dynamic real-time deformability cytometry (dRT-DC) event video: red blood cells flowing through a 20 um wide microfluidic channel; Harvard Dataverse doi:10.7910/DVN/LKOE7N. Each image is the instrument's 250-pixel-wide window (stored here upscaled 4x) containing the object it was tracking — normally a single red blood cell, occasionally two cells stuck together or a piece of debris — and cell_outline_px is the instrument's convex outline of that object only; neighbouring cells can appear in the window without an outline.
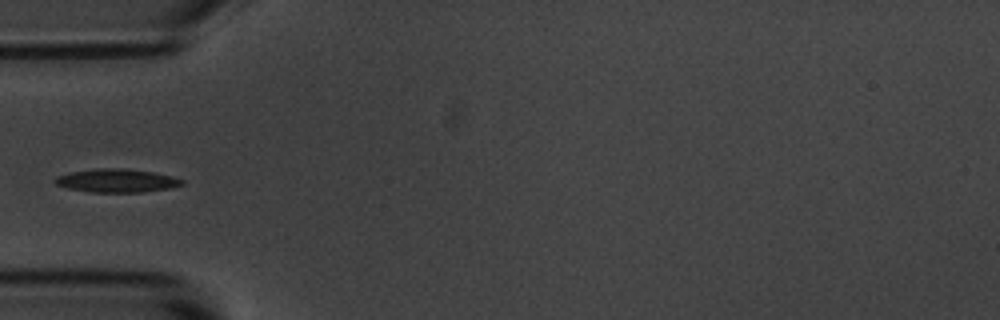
{"species": "common noctule bat (a hibernating species)", "species_latin": "Nyctalus noctula", "temperature_condition": "room temperature", "stored_images_in_passage": 8, "camera_frame_rate_fps": 3000, "um_per_image_px": 0.085, "animal": {"sex": "male", "body_mass_g": 20.1, "forearm_length_mm": 53.5}, "frame": {"image": 1, "passage_image": 5, "time_ms": 5.667, "image_size_px": [1000, 320], "cell_outline_px": [[184, 184], [168, 188], [140, 192], [88, 192], [68, 188], [56, 184], [52, 180], [56, 176], [72, 172], [100, 168], [124, 168], [152, 172], [172, 176], [184, 180]], "centroid_in_image_um": [9.9, 15.35], "position_along_channel_um": 75.1, "area_um2": 17.17}}
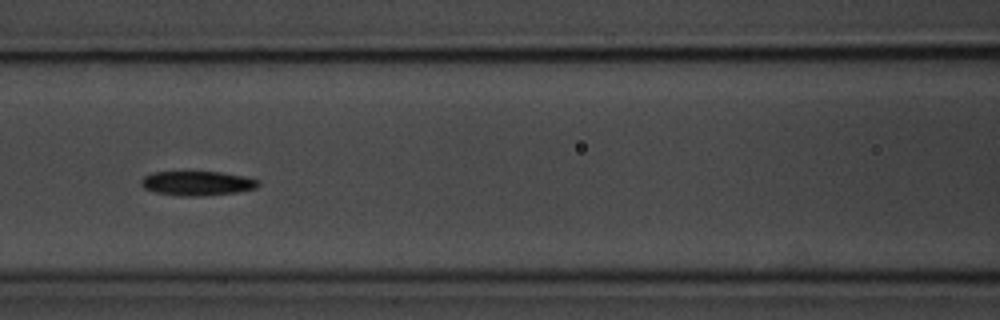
{"frame": {"image": 2, "passage_image": 7, "time_ms": 7.667, "image_size_px": [1000, 320], "cell_outline_px": [[260, 184], [256, 188], [236, 192], [200, 196], [180, 196], [156, 192], [144, 188], [140, 184], [140, 180], [144, 176], [152, 172], [220, 172], [244, 176], [260, 180]], "centroid_in_image_um": [16.76, 15.57], "position_along_channel_um": 149.8, "area_um2": 16.65}}
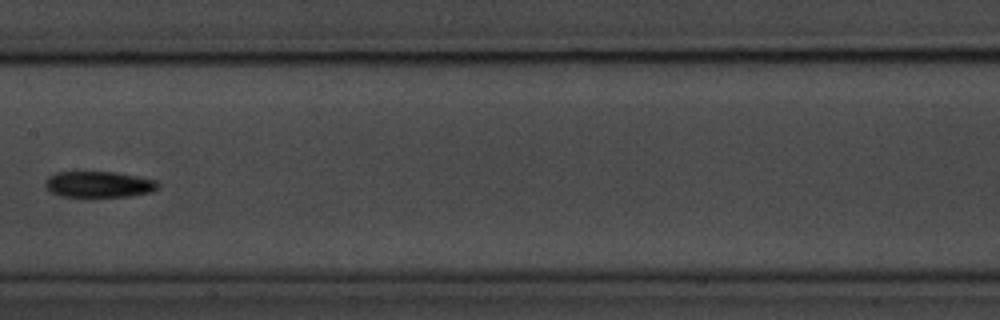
{"frame": {"image": 3, "passage_image": 8, "time_ms": 9.0, "image_size_px": [1000, 320], "cell_outline_px": [[160, 188], [152, 192], [128, 196], [60, 196], [52, 192], [44, 184], [48, 176], [56, 172], [112, 172], [136, 176], [156, 180], [160, 184]], "centroid_in_image_um": [8.43, 15.66], "position_along_channel_um": 199.0, "area_um2": 16.99}}